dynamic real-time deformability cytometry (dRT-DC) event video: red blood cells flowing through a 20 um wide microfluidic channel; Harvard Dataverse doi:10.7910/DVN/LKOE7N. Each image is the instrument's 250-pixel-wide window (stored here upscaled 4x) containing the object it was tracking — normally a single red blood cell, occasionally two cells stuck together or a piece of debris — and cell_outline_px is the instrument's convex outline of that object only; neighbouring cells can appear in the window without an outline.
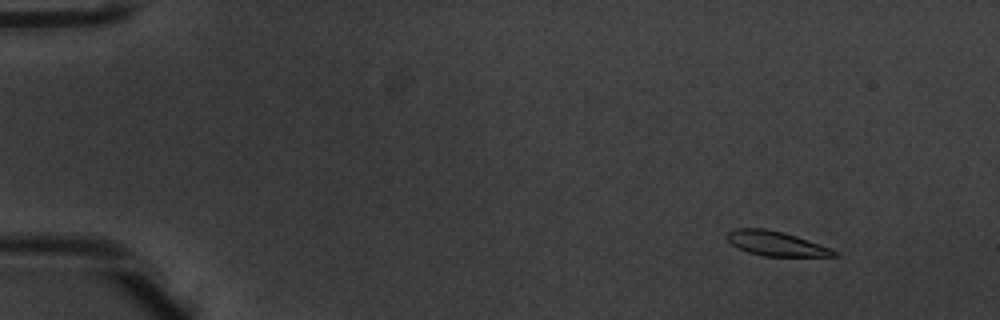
{"species": "common noctule bat (a hibernating species)", "species_latin": "Nyctalus noctula", "temperature_condition": "warm", "stored_images_in_passage": 6, "camera_frame_rate_fps": 3000, "um_per_image_px": 0.085, "animal": {"sex": "male", "body_mass_g": 20.1, "forearm_length_mm": 53.5}, "frame": {"image": 1, "passage_image": 2, "time_ms": 0.333, "image_size_px": [1000, 320], "cell_outline_px": [[836, 256], [764, 256], [748, 252], [732, 244], [724, 236], [728, 232], [736, 228], [764, 228], [784, 232], [796, 236], [828, 248], [836, 252]], "centroid_in_image_um": [65.88, 20.69], "position_along_channel_um": 19.1, "area_um2": 14.97}}